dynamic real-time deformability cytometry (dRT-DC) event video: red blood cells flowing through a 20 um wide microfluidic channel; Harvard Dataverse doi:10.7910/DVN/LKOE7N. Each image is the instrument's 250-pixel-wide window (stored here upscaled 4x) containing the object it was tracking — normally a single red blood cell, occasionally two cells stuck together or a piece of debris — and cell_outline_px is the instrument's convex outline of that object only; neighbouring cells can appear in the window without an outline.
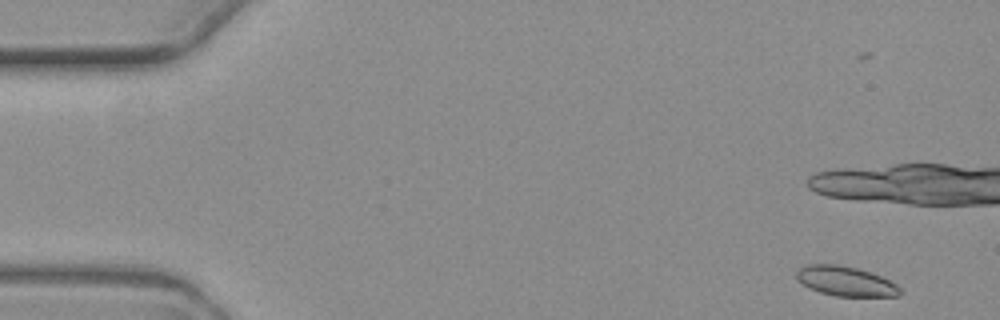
{"species": "common noctule bat (a hibernating species)", "species_latin": "Nyctalus noctula", "temperature_condition": "warm", "stored_images_in_passage": 6, "camera_frame_rate_fps": 3000, "um_per_image_px": 0.085, "animal": {"sex": "female", "body_mass_g": 19.3, "forearm_length_mm": 54.1}, "frame": {"image": 1, "passage_image": 2, "time_ms": 1.0, "image_size_px": [1000, 320], "cell_outline_px": [[900, 292], [896, 296], [836, 296], [820, 292], [804, 284], [796, 276], [796, 272], [800, 268], [808, 264], [840, 264], [856, 268], [880, 276], [896, 284], [900, 288]], "centroid_in_image_um": [71.87, 23.89], "position_along_channel_um": 13.1, "area_um2": 17.51}}